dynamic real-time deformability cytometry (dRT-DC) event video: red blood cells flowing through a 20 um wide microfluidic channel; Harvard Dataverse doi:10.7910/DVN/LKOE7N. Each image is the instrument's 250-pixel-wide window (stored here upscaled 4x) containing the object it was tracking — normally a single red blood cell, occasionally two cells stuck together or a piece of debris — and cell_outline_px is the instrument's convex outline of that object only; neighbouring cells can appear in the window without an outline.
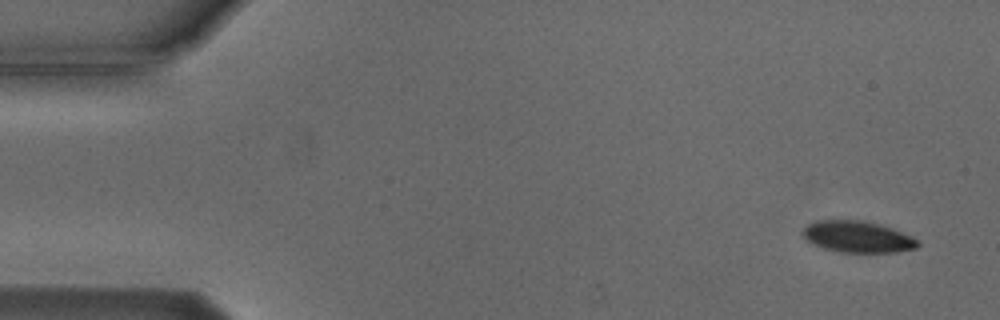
{"species": "Egyptian fruit bat (a non-hibernating species)", "species_latin": "Rousettus aegyptiacus", "temperature_condition": "cold", "stored_images_in_passage": 4, "camera_frame_rate_fps": 3000, "um_per_image_px": 0.085, "animal": {"sex": "male"}, "frame": {"image": 1, "passage_image": 1, "time_ms": 0.0, "image_size_px": [1000, 320], "cell_outline_px": [[920, 244], [916, 248], [896, 252], [840, 252], [824, 248], [812, 244], [804, 240], [800, 232], [808, 224], [816, 220], [864, 220], [892, 228], [912, 236]], "centroid_in_image_um": [72.84, 20.12], "position_along_channel_um": 12.2, "area_um2": 21.21}}
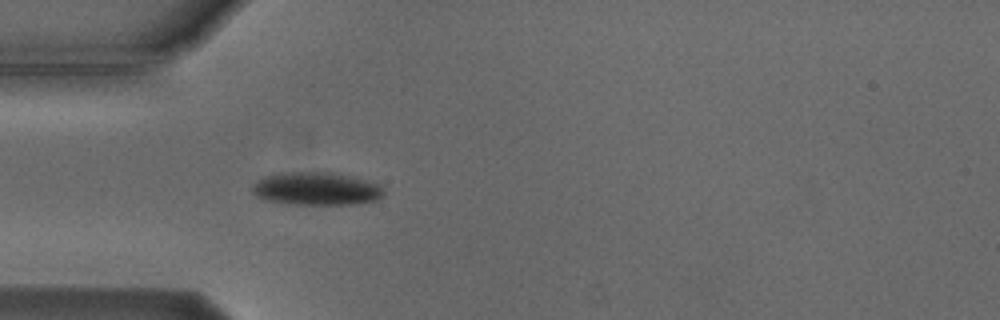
{"frame": {"image": 2, "passage_image": 4, "time_ms": 4.333, "image_size_px": [1000, 320], "cell_outline_px": [[384, 196], [376, 200], [352, 204], [288, 204], [268, 200], [256, 196], [252, 192], [252, 184], [268, 176], [280, 172], [332, 172], [352, 176], [380, 184], [384, 188]], "centroid_in_image_um": [26.93, 16.04], "position_along_channel_um": 58.1, "area_um2": 25.32}}